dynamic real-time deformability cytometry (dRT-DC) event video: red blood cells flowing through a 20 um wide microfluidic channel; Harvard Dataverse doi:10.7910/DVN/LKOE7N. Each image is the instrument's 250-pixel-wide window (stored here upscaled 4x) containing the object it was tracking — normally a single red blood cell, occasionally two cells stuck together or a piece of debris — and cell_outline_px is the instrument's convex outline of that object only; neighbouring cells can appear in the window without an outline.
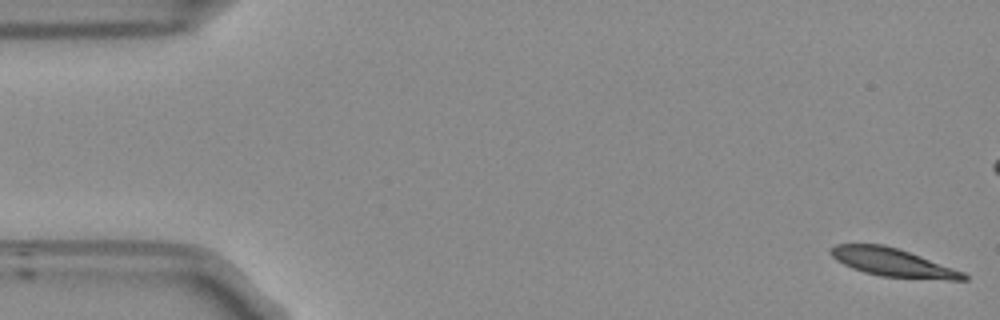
{"species": "Egyptian fruit bat (a non-hibernating species)", "species_latin": "Rousettus aegyptiacus", "temperature_condition": "room temperature", "stored_images_in_passage": 54, "camera_frame_rate_fps": 3000, "um_per_image_px": 0.085, "frame": {"image": 1, "passage_image": 1, "time_ms": 0.0, "image_size_px": [1000, 320], "cell_outline_px": [[968, 280], [948, 280], [880, 276], [864, 272], [852, 268], [836, 260], [828, 252], [836, 244], [884, 244], [908, 252], [964, 272], [968, 276]], "centroid_in_image_um": [75.87, 22.31], "position_along_channel_um": 9.1, "area_um2": 21.56}}
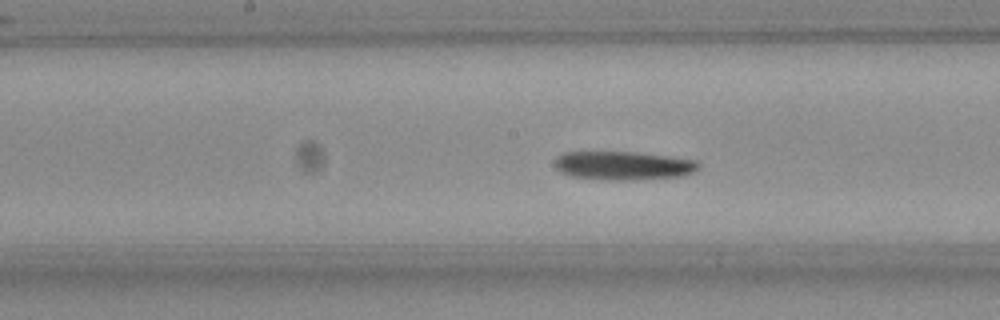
{"frame": {"image": 2, "passage_image": 26, "time_ms": 8.333, "image_size_px": [1000, 320], "cell_outline_px": [[700, 168], [684, 176], [632, 180], [604, 180], [572, 176], [560, 172], [556, 168], [556, 156], [564, 152], [632, 152], [696, 160], [700, 164]], "centroid_in_image_um": [52.97, 14.08], "position_along_channel_um": 195.2, "area_um2": 23.93}}
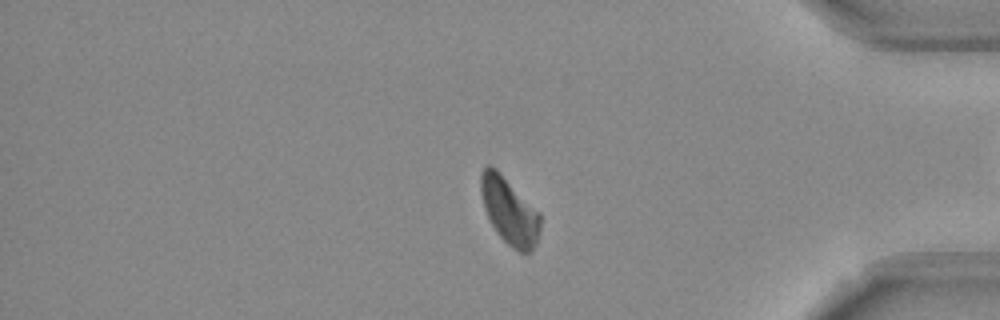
{"frame": {"image": 3, "passage_image": 44, "time_ms": 14.333, "image_size_px": [1000, 320], "cell_outline_px": [[540, 232], [536, 244], [532, 252], [520, 252], [512, 248], [496, 232], [484, 208], [480, 192], [480, 172], [488, 164], [492, 164], [540, 212]], "centroid_in_image_um": [43.3, 17.91], "position_along_channel_um": 391.9, "area_um2": 23.29}, "authors_computed_cell_mechanics": {"area_um2": 23.2645, "velocity_mm_per_s": 3.7634, "shape_relaxation_time_tau1_ms": 4.7839, "shape_relaxation_time_tau2_ms": null, "deformation_change_tau1": 0.1268, "deformation_change_tau2": null}}